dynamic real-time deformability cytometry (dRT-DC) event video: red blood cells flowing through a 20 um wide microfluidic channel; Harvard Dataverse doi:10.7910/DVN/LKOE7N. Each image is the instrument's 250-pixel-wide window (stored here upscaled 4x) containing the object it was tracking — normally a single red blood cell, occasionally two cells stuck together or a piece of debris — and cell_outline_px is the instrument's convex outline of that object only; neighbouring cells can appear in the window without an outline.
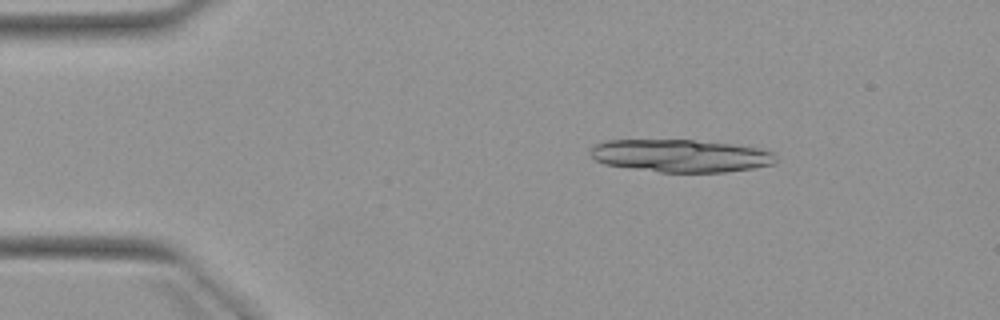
{"species": "Egyptian fruit bat (a non-hibernating species)", "species_latin": "Rousettus aegyptiacus", "temperature_condition": "warm", "stored_images_in_passage": 5, "camera_frame_rate_fps": 3000, "um_per_image_px": 0.085, "animal": {"sex": "female"}, "frame": {"image": 1, "passage_image": 3, "time_ms": 2.333, "image_size_px": [1000, 320], "cell_outline_px": [[776, 164], [752, 168], [724, 172], [660, 172], [604, 164], [596, 160], [592, 156], [592, 148], [596, 144], [604, 140], [692, 140], [736, 144], [760, 148], [772, 152], [776, 156]], "centroid_in_image_um": [57.9, 13.23], "position_along_channel_um": 27.1, "area_um2": 35.26}}